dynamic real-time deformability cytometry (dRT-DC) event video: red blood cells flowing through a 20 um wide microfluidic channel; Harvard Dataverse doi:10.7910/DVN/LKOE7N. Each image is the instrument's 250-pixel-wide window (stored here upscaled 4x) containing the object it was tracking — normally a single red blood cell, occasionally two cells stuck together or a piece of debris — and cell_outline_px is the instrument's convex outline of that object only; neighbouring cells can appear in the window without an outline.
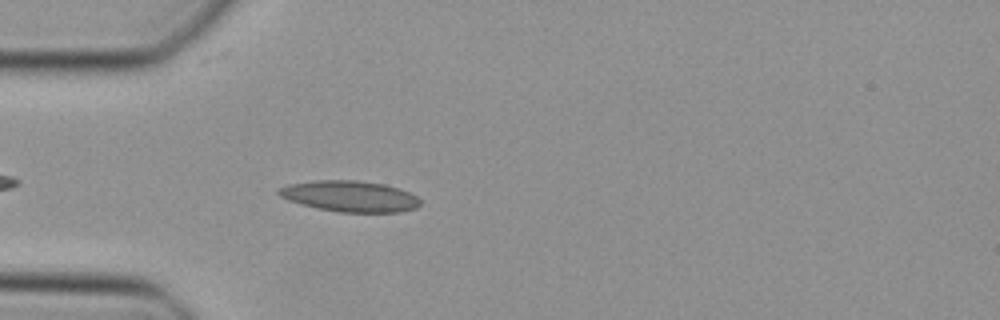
{"species": "Egyptian fruit bat (a non-hibernating species)", "species_latin": "Rousettus aegyptiacus", "temperature_condition": "cold", "stored_images_in_passage": 34, "camera_frame_rate_fps": 3000, "um_per_image_px": 0.085, "animal": {"sex": "female"}, "frame": {"image": 1, "passage_image": 5, "time_ms": 1.333, "image_size_px": [1000, 320], "cell_outline_px": [[420, 204], [416, 208], [400, 212], [340, 212], [300, 204], [288, 200], [280, 196], [276, 192], [280, 188], [288, 184], [316, 180], [356, 180], [384, 184], [408, 192], [416, 196], [420, 200]], "centroid_in_image_um": [29.73, 16.68], "position_along_channel_um": 55.3, "area_um2": 25.37}}
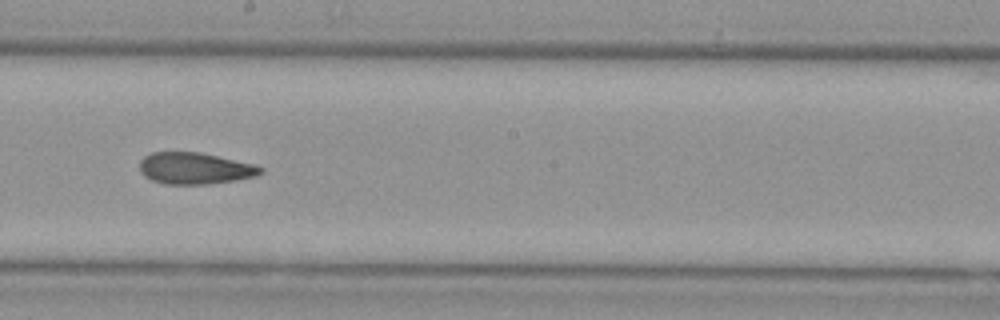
{"frame": {"image": 2, "passage_image": 18, "time_ms": 5.667, "image_size_px": [1000, 320], "cell_outline_px": [[264, 172], [256, 176], [208, 184], [164, 184], [152, 180], [144, 176], [140, 172], [140, 160], [144, 156], [152, 152], [200, 152], [256, 164], [264, 168]], "centroid_in_image_um": [16.57, 14.3], "position_along_channel_um": 231.6, "area_um2": 22.37}}
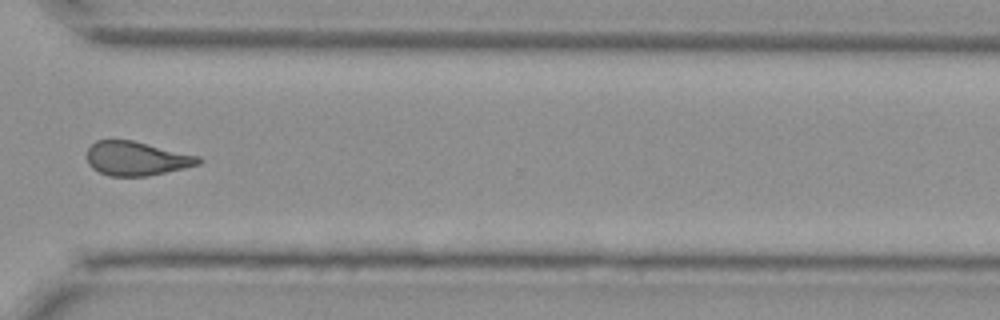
{"frame": {"image": 3, "passage_image": 27, "time_ms": 8.667, "image_size_px": [1000, 320], "cell_outline_px": [[204, 160], [200, 164], [184, 168], [148, 176], [108, 176], [92, 168], [88, 164], [88, 148], [96, 140], [132, 140], [200, 156]], "centroid_in_image_um": [11.63, 13.48], "position_along_channel_um": 359.0, "area_um2": 22.14}}